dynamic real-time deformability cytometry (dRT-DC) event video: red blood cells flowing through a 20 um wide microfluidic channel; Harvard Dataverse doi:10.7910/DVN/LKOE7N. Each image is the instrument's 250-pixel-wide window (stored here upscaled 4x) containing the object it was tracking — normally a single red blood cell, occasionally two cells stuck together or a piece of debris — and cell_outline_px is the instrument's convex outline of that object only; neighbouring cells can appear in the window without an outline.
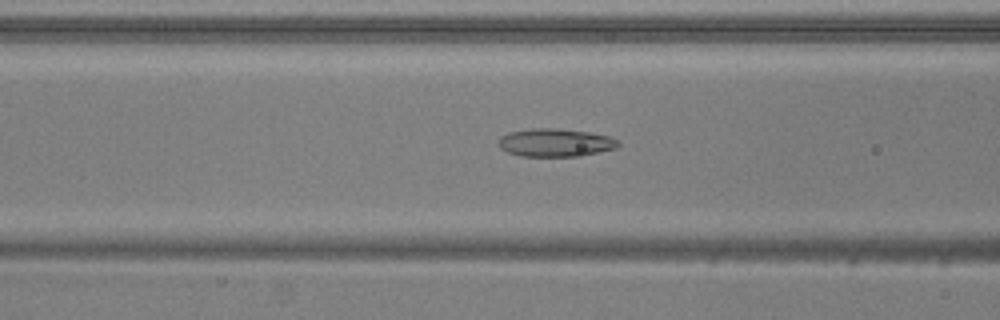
{"species": "common noctule bat (a hibernating species)", "species_latin": "Nyctalus noctula", "temperature_condition": "warm", "stored_images_in_passage": 50, "camera_frame_rate_fps": 3000, "um_per_image_px": 0.085, "animal": {"sex": "male", "body_mass_g": 20.5, "forearm_length_mm": 52.5}, "frame": {"image": 1, "passage_image": 18, "time_ms": 5.667, "image_size_px": [1000, 320], "cell_outline_px": [[620, 144], [616, 148], [580, 156], [520, 156], [508, 152], [500, 148], [496, 144], [496, 140], [500, 136], [508, 132], [532, 128], [556, 128], [588, 132], [608, 136], [616, 140]], "centroid_in_image_um": [47.13, 12.12], "position_along_channel_um": 119.5, "area_um2": 19.65}}
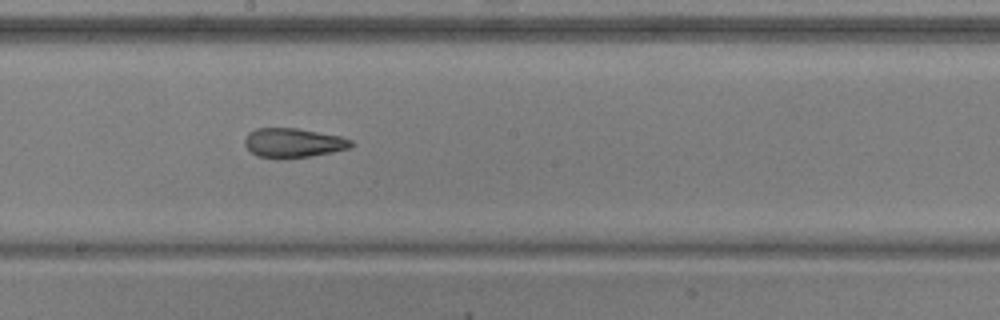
{"frame": {"image": 2, "passage_image": 26, "time_ms": 8.333, "image_size_px": [1000, 320], "cell_outline_px": [[356, 144], [352, 148], [312, 156], [288, 160], [256, 156], [244, 144], [244, 140], [248, 132], [256, 128], [296, 128], [340, 136], [352, 140]], "centroid_in_image_um": [24.95, 12.16], "position_along_channel_um": 223.3, "area_um2": 18.61}}
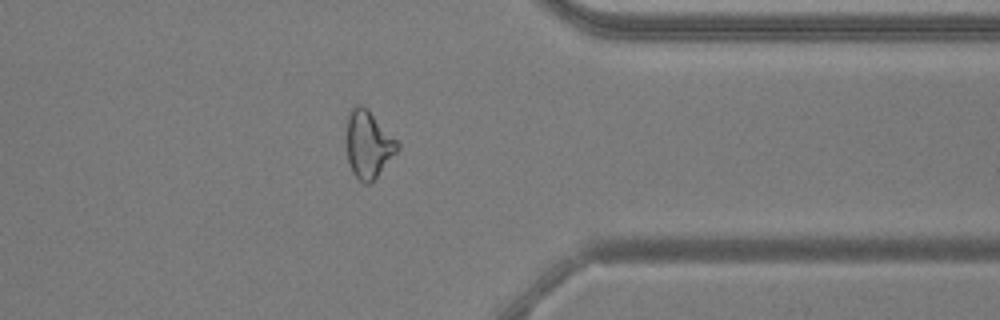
{"frame": {"image": 3, "passage_image": 39, "time_ms": 12.667, "image_size_px": [1000, 320], "cell_outline_px": [[400, 148], [376, 176], [368, 184], [364, 184], [352, 172], [348, 160], [344, 140], [344, 136], [348, 112], [356, 104], [360, 104], [368, 108], [400, 144]], "centroid_in_image_um": [31.25, 12.22], "position_along_channel_um": 380.1, "area_um2": 20.29}, "authors_computed_cell_mechanics": {"area_um2": 20.4612, "velocity_mm_per_s": 3.886, "shape_relaxation_time_tau1_ms": null, "shape_relaxation_time_tau2_ms": 1.7083, "deformation_change_tau1": null, "deformation_change_tau2": 0.0926}}